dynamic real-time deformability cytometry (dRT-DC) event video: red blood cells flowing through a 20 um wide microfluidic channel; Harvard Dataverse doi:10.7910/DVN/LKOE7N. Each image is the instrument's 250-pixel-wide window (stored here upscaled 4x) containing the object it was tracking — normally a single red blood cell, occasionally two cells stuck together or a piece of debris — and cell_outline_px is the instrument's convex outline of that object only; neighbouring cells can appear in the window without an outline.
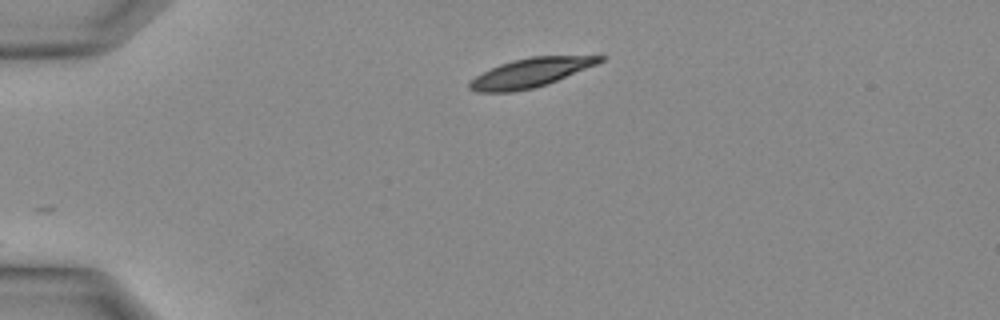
{"species": "Egyptian fruit bat (a non-hibernating species)", "species_latin": "Rousettus aegyptiacus", "temperature_condition": "warm", "stored_images_in_passage": 18, "camera_frame_rate_fps": 3000, "um_per_image_px": 0.085, "animal": {"sex": "female"}, "frame": {"image": 1, "passage_image": 1, "time_ms": 0.0, "image_size_px": [1000, 320], "cell_outline_px": [[608, 56], [604, 60], [596, 64], [548, 84], [532, 88], [512, 92], [476, 92], [468, 88], [468, 84], [476, 76], [500, 64], [512, 60], [532, 56]], "centroid_in_image_um": [45.08, 6.18], "position_along_channel_um": 39.9, "area_um2": 21.73}}
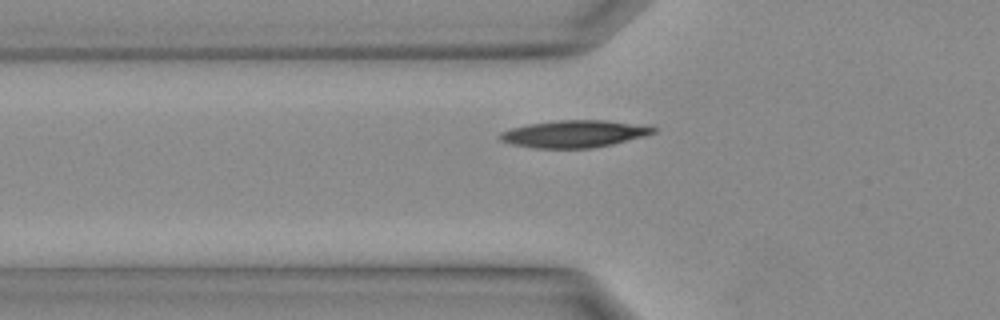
{"frame": {"image": 2, "passage_image": 5, "time_ms": 1.333, "image_size_px": [1000, 320], "cell_outline_px": [[656, 132], [644, 136], [612, 144], [592, 148], [532, 148], [512, 144], [500, 140], [496, 136], [500, 132], [512, 128], [528, 124], [556, 120], [608, 120], [652, 124], [656, 128]], "centroid_in_image_um": [48.86, 11.36], "position_along_channel_um": 76.9, "area_um2": 24.74}}
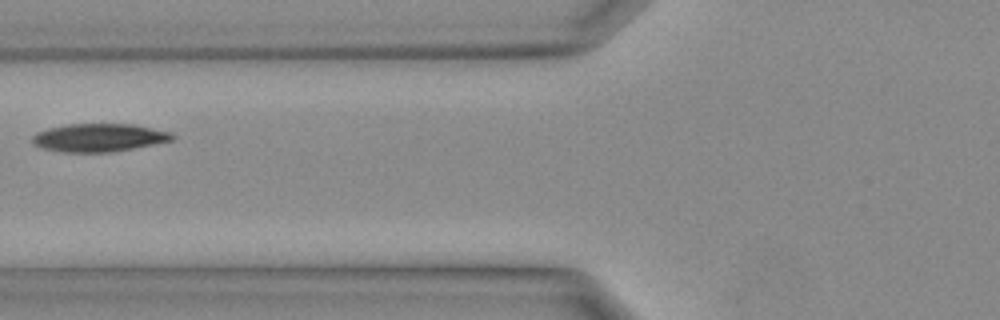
{"frame": {"image": 3, "passage_image": 7, "time_ms": 2.0, "image_size_px": [1000, 320], "cell_outline_px": [[176, 136], [172, 140], [112, 152], [64, 152], [40, 148], [32, 144], [32, 136], [36, 132], [48, 128], [68, 124], [132, 124], [172, 132]], "centroid_in_image_um": [8.37, 11.7], "position_along_channel_um": 117.4, "area_um2": 22.89}}